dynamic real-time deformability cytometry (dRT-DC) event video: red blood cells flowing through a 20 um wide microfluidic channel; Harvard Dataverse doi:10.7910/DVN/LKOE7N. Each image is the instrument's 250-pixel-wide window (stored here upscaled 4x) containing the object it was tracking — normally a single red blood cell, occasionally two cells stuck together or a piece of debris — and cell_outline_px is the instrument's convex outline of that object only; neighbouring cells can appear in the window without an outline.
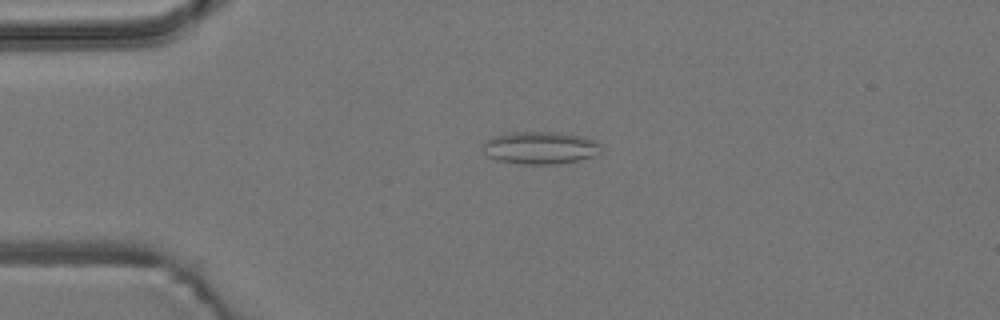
{"species": "common noctule bat (a hibernating species)", "species_latin": "Nyctalus noctula", "temperature_condition": "room temperature", "stored_images_in_passage": 3, "camera_frame_rate_fps": 3000, "um_per_image_px": 0.085, "animal": {"sex": "male", "body_mass_g": 19.2, "forearm_length_mm": 51.8}, "frame": {"image": 1, "passage_image": 3, "time_ms": 3.0, "image_size_px": [1000, 320], "cell_outline_px": [[604, 148], [600, 152], [592, 156], [580, 160], [556, 164], [524, 164], [496, 160], [488, 156], [484, 152], [484, 144], [492, 136], [516, 132], [560, 132], [584, 136], [596, 140], [604, 144]], "centroid_in_image_um": [46.01, 12.55], "position_along_channel_um": 39.0, "area_um2": 22.6}}